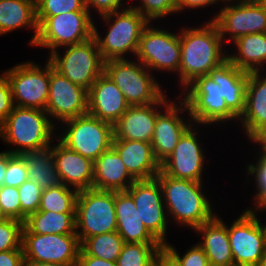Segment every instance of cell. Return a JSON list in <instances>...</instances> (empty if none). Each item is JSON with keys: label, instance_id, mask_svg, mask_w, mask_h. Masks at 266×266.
Here are the masks:
<instances>
[{"label": "cell", "instance_id": "obj_18", "mask_svg": "<svg viewBox=\"0 0 266 266\" xmlns=\"http://www.w3.org/2000/svg\"><path fill=\"white\" fill-rule=\"evenodd\" d=\"M45 111L55 126L88 113V91L69 81L51 62L49 95Z\"/></svg>", "mask_w": 266, "mask_h": 266}, {"label": "cell", "instance_id": "obj_20", "mask_svg": "<svg viewBox=\"0 0 266 266\" xmlns=\"http://www.w3.org/2000/svg\"><path fill=\"white\" fill-rule=\"evenodd\" d=\"M238 122L249 143L266 140V72L249 73L245 110Z\"/></svg>", "mask_w": 266, "mask_h": 266}, {"label": "cell", "instance_id": "obj_11", "mask_svg": "<svg viewBox=\"0 0 266 266\" xmlns=\"http://www.w3.org/2000/svg\"><path fill=\"white\" fill-rule=\"evenodd\" d=\"M161 27L150 22L143 29L135 58L153 74L166 72L169 76L170 73H175V78H178L180 31L171 32L170 29Z\"/></svg>", "mask_w": 266, "mask_h": 266}, {"label": "cell", "instance_id": "obj_49", "mask_svg": "<svg viewBox=\"0 0 266 266\" xmlns=\"http://www.w3.org/2000/svg\"><path fill=\"white\" fill-rule=\"evenodd\" d=\"M155 266H182L180 262L163 246L159 251Z\"/></svg>", "mask_w": 266, "mask_h": 266}, {"label": "cell", "instance_id": "obj_14", "mask_svg": "<svg viewBox=\"0 0 266 266\" xmlns=\"http://www.w3.org/2000/svg\"><path fill=\"white\" fill-rule=\"evenodd\" d=\"M228 226L234 266H257L266 253V237L252 210L244 209Z\"/></svg>", "mask_w": 266, "mask_h": 266}, {"label": "cell", "instance_id": "obj_15", "mask_svg": "<svg viewBox=\"0 0 266 266\" xmlns=\"http://www.w3.org/2000/svg\"><path fill=\"white\" fill-rule=\"evenodd\" d=\"M221 7L208 19L215 22L224 43L232 44L248 34L266 33V6L259 0Z\"/></svg>", "mask_w": 266, "mask_h": 266}, {"label": "cell", "instance_id": "obj_1", "mask_svg": "<svg viewBox=\"0 0 266 266\" xmlns=\"http://www.w3.org/2000/svg\"><path fill=\"white\" fill-rule=\"evenodd\" d=\"M183 25L180 29V66L178 69L179 91L181 92L195 78L208 75L228 59V48L222 41L220 31L213 20L200 25Z\"/></svg>", "mask_w": 266, "mask_h": 266}, {"label": "cell", "instance_id": "obj_16", "mask_svg": "<svg viewBox=\"0 0 266 266\" xmlns=\"http://www.w3.org/2000/svg\"><path fill=\"white\" fill-rule=\"evenodd\" d=\"M126 191L133 197L140 219L148 231L163 246L167 244L170 223L158 179L135 180Z\"/></svg>", "mask_w": 266, "mask_h": 266}, {"label": "cell", "instance_id": "obj_10", "mask_svg": "<svg viewBox=\"0 0 266 266\" xmlns=\"http://www.w3.org/2000/svg\"><path fill=\"white\" fill-rule=\"evenodd\" d=\"M38 33L33 47L55 50L87 41L94 35V19L89 11L37 17Z\"/></svg>", "mask_w": 266, "mask_h": 266}, {"label": "cell", "instance_id": "obj_33", "mask_svg": "<svg viewBox=\"0 0 266 266\" xmlns=\"http://www.w3.org/2000/svg\"><path fill=\"white\" fill-rule=\"evenodd\" d=\"M124 244L122 237L115 231L87 238L81 244V249L88 256L116 262Z\"/></svg>", "mask_w": 266, "mask_h": 266}, {"label": "cell", "instance_id": "obj_30", "mask_svg": "<svg viewBox=\"0 0 266 266\" xmlns=\"http://www.w3.org/2000/svg\"><path fill=\"white\" fill-rule=\"evenodd\" d=\"M228 53V59L244 72H262L266 68V33H254L239 37Z\"/></svg>", "mask_w": 266, "mask_h": 266}, {"label": "cell", "instance_id": "obj_38", "mask_svg": "<svg viewBox=\"0 0 266 266\" xmlns=\"http://www.w3.org/2000/svg\"><path fill=\"white\" fill-rule=\"evenodd\" d=\"M21 204V222L39 210L43 189L33 181L27 180L18 187Z\"/></svg>", "mask_w": 266, "mask_h": 266}, {"label": "cell", "instance_id": "obj_7", "mask_svg": "<svg viewBox=\"0 0 266 266\" xmlns=\"http://www.w3.org/2000/svg\"><path fill=\"white\" fill-rule=\"evenodd\" d=\"M57 131L62 144L93 162L112 147L114 138L113 125L89 113L62 122Z\"/></svg>", "mask_w": 266, "mask_h": 266}, {"label": "cell", "instance_id": "obj_4", "mask_svg": "<svg viewBox=\"0 0 266 266\" xmlns=\"http://www.w3.org/2000/svg\"><path fill=\"white\" fill-rule=\"evenodd\" d=\"M97 18L107 28L102 35L94 21L93 36L103 60L130 59L129 56L135 58L142 31L150 22L131 6Z\"/></svg>", "mask_w": 266, "mask_h": 266}, {"label": "cell", "instance_id": "obj_2", "mask_svg": "<svg viewBox=\"0 0 266 266\" xmlns=\"http://www.w3.org/2000/svg\"><path fill=\"white\" fill-rule=\"evenodd\" d=\"M156 178L162 188L170 224L174 222L175 225L187 227L193 232L216 215V208H213L214 204L207 196L204 182L176 179L161 171Z\"/></svg>", "mask_w": 266, "mask_h": 266}, {"label": "cell", "instance_id": "obj_26", "mask_svg": "<svg viewBox=\"0 0 266 266\" xmlns=\"http://www.w3.org/2000/svg\"><path fill=\"white\" fill-rule=\"evenodd\" d=\"M208 75L220 86L222 98L225 99L227 107L240 118L245 110L249 73L238 69L227 59L218 67L213 68Z\"/></svg>", "mask_w": 266, "mask_h": 266}, {"label": "cell", "instance_id": "obj_8", "mask_svg": "<svg viewBox=\"0 0 266 266\" xmlns=\"http://www.w3.org/2000/svg\"><path fill=\"white\" fill-rule=\"evenodd\" d=\"M46 58L64 77L87 91L104 73L105 61L94 36L82 43L59 48Z\"/></svg>", "mask_w": 266, "mask_h": 266}, {"label": "cell", "instance_id": "obj_29", "mask_svg": "<svg viewBox=\"0 0 266 266\" xmlns=\"http://www.w3.org/2000/svg\"><path fill=\"white\" fill-rule=\"evenodd\" d=\"M22 28L32 30L28 45L33 47L38 33L34 0H0V36Z\"/></svg>", "mask_w": 266, "mask_h": 266}, {"label": "cell", "instance_id": "obj_39", "mask_svg": "<svg viewBox=\"0 0 266 266\" xmlns=\"http://www.w3.org/2000/svg\"><path fill=\"white\" fill-rule=\"evenodd\" d=\"M37 17H51L61 13L88 11L85 0H40L36 4Z\"/></svg>", "mask_w": 266, "mask_h": 266}, {"label": "cell", "instance_id": "obj_5", "mask_svg": "<svg viewBox=\"0 0 266 266\" xmlns=\"http://www.w3.org/2000/svg\"><path fill=\"white\" fill-rule=\"evenodd\" d=\"M104 74L115 83L130 106L156 103L166 93L159 79L136 58L105 61Z\"/></svg>", "mask_w": 266, "mask_h": 266}, {"label": "cell", "instance_id": "obj_50", "mask_svg": "<svg viewBox=\"0 0 266 266\" xmlns=\"http://www.w3.org/2000/svg\"><path fill=\"white\" fill-rule=\"evenodd\" d=\"M14 155L11 154L7 150L0 151V187L4 184L5 179V172L7 169L8 161L13 157Z\"/></svg>", "mask_w": 266, "mask_h": 266}, {"label": "cell", "instance_id": "obj_31", "mask_svg": "<svg viewBox=\"0 0 266 266\" xmlns=\"http://www.w3.org/2000/svg\"><path fill=\"white\" fill-rule=\"evenodd\" d=\"M23 233L76 234L75 213L38 210L26 218Z\"/></svg>", "mask_w": 266, "mask_h": 266}, {"label": "cell", "instance_id": "obj_35", "mask_svg": "<svg viewBox=\"0 0 266 266\" xmlns=\"http://www.w3.org/2000/svg\"><path fill=\"white\" fill-rule=\"evenodd\" d=\"M77 195V190L61 183L56 187L43 189L39 211L75 213Z\"/></svg>", "mask_w": 266, "mask_h": 266}, {"label": "cell", "instance_id": "obj_41", "mask_svg": "<svg viewBox=\"0 0 266 266\" xmlns=\"http://www.w3.org/2000/svg\"><path fill=\"white\" fill-rule=\"evenodd\" d=\"M195 243L196 244L191 245L192 247H189L188 250L186 249L182 254L177 248H175L176 246L170 243L165 244L164 247L180 262L182 266H210L205 251L198 242Z\"/></svg>", "mask_w": 266, "mask_h": 266}, {"label": "cell", "instance_id": "obj_47", "mask_svg": "<svg viewBox=\"0 0 266 266\" xmlns=\"http://www.w3.org/2000/svg\"><path fill=\"white\" fill-rule=\"evenodd\" d=\"M23 248L0 252V266H24Z\"/></svg>", "mask_w": 266, "mask_h": 266}, {"label": "cell", "instance_id": "obj_24", "mask_svg": "<svg viewBox=\"0 0 266 266\" xmlns=\"http://www.w3.org/2000/svg\"><path fill=\"white\" fill-rule=\"evenodd\" d=\"M112 148L119 154L129 174L135 180L152 179L160 172L151 143L134 140H113Z\"/></svg>", "mask_w": 266, "mask_h": 266}, {"label": "cell", "instance_id": "obj_55", "mask_svg": "<svg viewBox=\"0 0 266 266\" xmlns=\"http://www.w3.org/2000/svg\"><path fill=\"white\" fill-rule=\"evenodd\" d=\"M257 266H266V253L263 258L260 260V263Z\"/></svg>", "mask_w": 266, "mask_h": 266}, {"label": "cell", "instance_id": "obj_32", "mask_svg": "<svg viewBox=\"0 0 266 266\" xmlns=\"http://www.w3.org/2000/svg\"><path fill=\"white\" fill-rule=\"evenodd\" d=\"M28 167V179L42 189L56 187L60 184L54 157L50 148L21 154Z\"/></svg>", "mask_w": 266, "mask_h": 266}, {"label": "cell", "instance_id": "obj_37", "mask_svg": "<svg viewBox=\"0 0 266 266\" xmlns=\"http://www.w3.org/2000/svg\"><path fill=\"white\" fill-rule=\"evenodd\" d=\"M134 1V0H133ZM138 4L130 3V6L138 10L149 22H160L162 18L178 14L177 0H135ZM139 1V2H138Z\"/></svg>", "mask_w": 266, "mask_h": 266}, {"label": "cell", "instance_id": "obj_52", "mask_svg": "<svg viewBox=\"0 0 266 266\" xmlns=\"http://www.w3.org/2000/svg\"><path fill=\"white\" fill-rule=\"evenodd\" d=\"M255 214H258L259 216V213L260 212H266V204L265 205H261V206H258V207H255L254 209H251ZM260 222H261V225L263 227V230H264V233H265V237H266V223H262L263 221H261L260 219V216L258 217Z\"/></svg>", "mask_w": 266, "mask_h": 266}, {"label": "cell", "instance_id": "obj_44", "mask_svg": "<svg viewBox=\"0 0 266 266\" xmlns=\"http://www.w3.org/2000/svg\"><path fill=\"white\" fill-rule=\"evenodd\" d=\"M125 1L127 0H85V5L90 15L95 18L92 13L94 10L98 16L113 13L129 7L130 5H127Z\"/></svg>", "mask_w": 266, "mask_h": 266}, {"label": "cell", "instance_id": "obj_9", "mask_svg": "<svg viewBox=\"0 0 266 266\" xmlns=\"http://www.w3.org/2000/svg\"><path fill=\"white\" fill-rule=\"evenodd\" d=\"M75 221L80 244L89 237L117 231L115 191L93 188L79 191Z\"/></svg>", "mask_w": 266, "mask_h": 266}, {"label": "cell", "instance_id": "obj_54", "mask_svg": "<svg viewBox=\"0 0 266 266\" xmlns=\"http://www.w3.org/2000/svg\"><path fill=\"white\" fill-rule=\"evenodd\" d=\"M7 219V216L4 214L3 210L0 207V223L6 221Z\"/></svg>", "mask_w": 266, "mask_h": 266}, {"label": "cell", "instance_id": "obj_48", "mask_svg": "<svg viewBox=\"0 0 266 266\" xmlns=\"http://www.w3.org/2000/svg\"><path fill=\"white\" fill-rule=\"evenodd\" d=\"M76 266H117V263L88 256L82 249H80Z\"/></svg>", "mask_w": 266, "mask_h": 266}, {"label": "cell", "instance_id": "obj_22", "mask_svg": "<svg viewBox=\"0 0 266 266\" xmlns=\"http://www.w3.org/2000/svg\"><path fill=\"white\" fill-rule=\"evenodd\" d=\"M50 151L53 154L61 184L78 192L92 188L94 176L93 161L83 157L78 152L68 149L57 138L52 142Z\"/></svg>", "mask_w": 266, "mask_h": 266}, {"label": "cell", "instance_id": "obj_42", "mask_svg": "<svg viewBox=\"0 0 266 266\" xmlns=\"http://www.w3.org/2000/svg\"><path fill=\"white\" fill-rule=\"evenodd\" d=\"M4 177L3 185L16 188L28 180V167L21 155H14L8 161Z\"/></svg>", "mask_w": 266, "mask_h": 266}, {"label": "cell", "instance_id": "obj_17", "mask_svg": "<svg viewBox=\"0 0 266 266\" xmlns=\"http://www.w3.org/2000/svg\"><path fill=\"white\" fill-rule=\"evenodd\" d=\"M25 262L76 265L81 244L77 234L23 233Z\"/></svg>", "mask_w": 266, "mask_h": 266}, {"label": "cell", "instance_id": "obj_45", "mask_svg": "<svg viewBox=\"0 0 266 266\" xmlns=\"http://www.w3.org/2000/svg\"><path fill=\"white\" fill-rule=\"evenodd\" d=\"M14 107L10 83L2 71L0 73V125L5 121Z\"/></svg>", "mask_w": 266, "mask_h": 266}, {"label": "cell", "instance_id": "obj_13", "mask_svg": "<svg viewBox=\"0 0 266 266\" xmlns=\"http://www.w3.org/2000/svg\"><path fill=\"white\" fill-rule=\"evenodd\" d=\"M201 126L193 124L180 138L177 146L166 160L160 164V171L176 179H184L196 182L204 181L206 153L200 140ZM199 129V130H198Z\"/></svg>", "mask_w": 266, "mask_h": 266}, {"label": "cell", "instance_id": "obj_53", "mask_svg": "<svg viewBox=\"0 0 266 266\" xmlns=\"http://www.w3.org/2000/svg\"><path fill=\"white\" fill-rule=\"evenodd\" d=\"M221 4L223 2V6L224 5H228V4H239V3H246L252 0H220Z\"/></svg>", "mask_w": 266, "mask_h": 266}, {"label": "cell", "instance_id": "obj_28", "mask_svg": "<svg viewBox=\"0 0 266 266\" xmlns=\"http://www.w3.org/2000/svg\"><path fill=\"white\" fill-rule=\"evenodd\" d=\"M134 181L112 147L94 161L93 189L126 191Z\"/></svg>", "mask_w": 266, "mask_h": 266}, {"label": "cell", "instance_id": "obj_46", "mask_svg": "<svg viewBox=\"0 0 266 266\" xmlns=\"http://www.w3.org/2000/svg\"><path fill=\"white\" fill-rule=\"evenodd\" d=\"M221 1L220 0H177V12L178 15L179 13H183L184 10L186 11V9L188 10H199L202 8H207L208 6L211 8V6H216V5H222L220 4Z\"/></svg>", "mask_w": 266, "mask_h": 266}, {"label": "cell", "instance_id": "obj_12", "mask_svg": "<svg viewBox=\"0 0 266 266\" xmlns=\"http://www.w3.org/2000/svg\"><path fill=\"white\" fill-rule=\"evenodd\" d=\"M44 66L34 60L4 70L12 91L14 106L45 110L49 95L50 61Z\"/></svg>", "mask_w": 266, "mask_h": 266}, {"label": "cell", "instance_id": "obj_23", "mask_svg": "<svg viewBox=\"0 0 266 266\" xmlns=\"http://www.w3.org/2000/svg\"><path fill=\"white\" fill-rule=\"evenodd\" d=\"M129 106L119 88L104 73L88 90V113L112 125Z\"/></svg>", "mask_w": 266, "mask_h": 266}, {"label": "cell", "instance_id": "obj_27", "mask_svg": "<svg viewBox=\"0 0 266 266\" xmlns=\"http://www.w3.org/2000/svg\"><path fill=\"white\" fill-rule=\"evenodd\" d=\"M117 232L125 243H160L145 227L127 191H115Z\"/></svg>", "mask_w": 266, "mask_h": 266}, {"label": "cell", "instance_id": "obj_34", "mask_svg": "<svg viewBox=\"0 0 266 266\" xmlns=\"http://www.w3.org/2000/svg\"><path fill=\"white\" fill-rule=\"evenodd\" d=\"M254 149L255 150L257 147V152L256 150L254 151V158L253 162H250L249 164L246 165V174L250 176V178L246 177V182L245 184L251 183L249 179H253L255 183L253 186H255L256 190L255 192L253 191L254 195L252 196V206L248 207L246 209H254L255 207L265 205L266 204V146L263 143H253ZM259 151V152H258ZM256 152V154H255ZM256 162V163H255ZM254 163V164H253ZM255 176V177H254ZM253 177V178H251ZM248 179V180H247ZM252 207V208H251Z\"/></svg>", "mask_w": 266, "mask_h": 266}, {"label": "cell", "instance_id": "obj_36", "mask_svg": "<svg viewBox=\"0 0 266 266\" xmlns=\"http://www.w3.org/2000/svg\"><path fill=\"white\" fill-rule=\"evenodd\" d=\"M161 243H125L116 261L117 266H155Z\"/></svg>", "mask_w": 266, "mask_h": 266}, {"label": "cell", "instance_id": "obj_6", "mask_svg": "<svg viewBox=\"0 0 266 266\" xmlns=\"http://www.w3.org/2000/svg\"><path fill=\"white\" fill-rule=\"evenodd\" d=\"M178 94L186 103L194 124L211 128L212 125L224 126L239 121L222 98L220 86L209 75L195 78Z\"/></svg>", "mask_w": 266, "mask_h": 266}, {"label": "cell", "instance_id": "obj_19", "mask_svg": "<svg viewBox=\"0 0 266 266\" xmlns=\"http://www.w3.org/2000/svg\"><path fill=\"white\" fill-rule=\"evenodd\" d=\"M174 97L156 117L151 145L154 157L160 164L170 156L181 136L194 124L186 103L178 95Z\"/></svg>", "mask_w": 266, "mask_h": 266}, {"label": "cell", "instance_id": "obj_40", "mask_svg": "<svg viewBox=\"0 0 266 266\" xmlns=\"http://www.w3.org/2000/svg\"><path fill=\"white\" fill-rule=\"evenodd\" d=\"M24 223L15 219H7L0 223V252L22 247Z\"/></svg>", "mask_w": 266, "mask_h": 266}, {"label": "cell", "instance_id": "obj_56", "mask_svg": "<svg viewBox=\"0 0 266 266\" xmlns=\"http://www.w3.org/2000/svg\"><path fill=\"white\" fill-rule=\"evenodd\" d=\"M263 5L266 6V0H259Z\"/></svg>", "mask_w": 266, "mask_h": 266}, {"label": "cell", "instance_id": "obj_25", "mask_svg": "<svg viewBox=\"0 0 266 266\" xmlns=\"http://www.w3.org/2000/svg\"><path fill=\"white\" fill-rule=\"evenodd\" d=\"M194 232L201 237L198 244L205 251L210 266H234L228 225L219 214L197 227Z\"/></svg>", "mask_w": 266, "mask_h": 266}, {"label": "cell", "instance_id": "obj_21", "mask_svg": "<svg viewBox=\"0 0 266 266\" xmlns=\"http://www.w3.org/2000/svg\"><path fill=\"white\" fill-rule=\"evenodd\" d=\"M168 95L164 94L153 104L129 106L113 125V140H134L151 143L157 114L173 99Z\"/></svg>", "mask_w": 266, "mask_h": 266}, {"label": "cell", "instance_id": "obj_3", "mask_svg": "<svg viewBox=\"0 0 266 266\" xmlns=\"http://www.w3.org/2000/svg\"><path fill=\"white\" fill-rule=\"evenodd\" d=\"M56 133L48 113L36 108L14 106L0 125V140L12 146L7 151L13 155L50 148Z\"/></svg>", "mask_w": 266, "mask_h": 266}, {"label": "cell", "instance_id": "obj_51", "mask_svg": "<svg viewBox=\"0 0 266 266\" xmlns=\"http://www.w3.org/2000/svg\"><path fill=\"white\" fill-rule=\"evenodd\" d=\"M24 266H76V265H65L57 263H38V262H24Z\"/></svg>", "mask_w": 266, "mask_h": 266}, {"label": "cell", "instance_id": "obj_43", "mask_svg": "<svg viewBox=\"0 0 266 266\" xmlns=\"http://www.w3.org/2000/svg\"><path fill=\"white\" fill-rule=\"evenodd\" d=\"M0 207L8 219L21 221V204L18 188L0 187Z\"/></svg>", "mask_w": 266, "mask_h": 266}]
</instances>
